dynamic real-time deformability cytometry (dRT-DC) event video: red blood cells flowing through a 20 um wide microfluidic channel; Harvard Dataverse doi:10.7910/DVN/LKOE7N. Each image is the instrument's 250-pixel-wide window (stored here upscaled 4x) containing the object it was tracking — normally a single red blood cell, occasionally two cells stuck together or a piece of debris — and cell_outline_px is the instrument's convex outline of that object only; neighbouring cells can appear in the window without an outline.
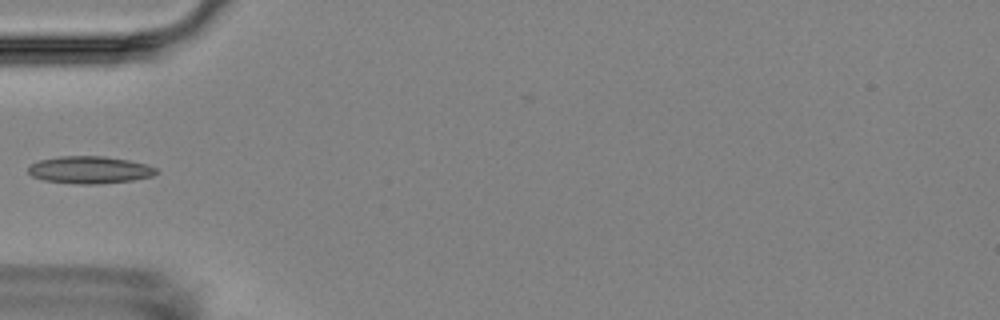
{"species": "Egyptian fruit bat (a non-hibernating species)", "species_latin": "Rousettus aegyptiacus", "temperature_condition": "room temperature", "stored_images_in_passage": 7, "camera_frame_rate_fps": 3000, "um_per_image_px": 0.085, "animal": {"sex": "female"}, "frame": {"image": 1, "passage_image": 6, "time_ms": 5.667, "image_size_px": [1000, 320], "cell_outline_px": [[160, 172], [152, 176], [132, 180], [100, 184], [80, 184], [44, 180], [32, 176], [28, 172], [28, 164], [40, 160], [60, 156], [104, 156], [128, 160], [148, 164], [156, 168]], "centroid_in_image_um": [7.63, 14.43], "position_along_channel_um": 77.4, "area_um2": 20.46}}